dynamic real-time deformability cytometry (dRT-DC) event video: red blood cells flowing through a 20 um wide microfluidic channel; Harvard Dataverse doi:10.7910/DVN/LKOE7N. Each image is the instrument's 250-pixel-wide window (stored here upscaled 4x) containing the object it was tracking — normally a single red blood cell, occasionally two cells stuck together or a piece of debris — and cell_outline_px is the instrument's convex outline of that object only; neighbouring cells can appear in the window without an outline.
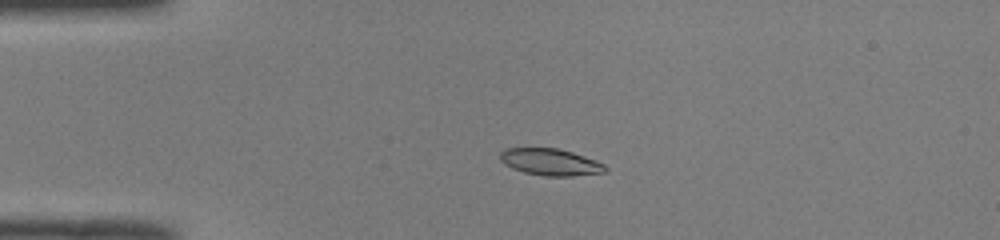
{"species": "common noctule bat (a hibernating species)", "species_latin": "Nyctalus noctula", "temperature_condition": "room temperature", "stored_images_in_passage": 50, "camera_frame_rate_fps": 3000, "um_per_image_px": 0.085, "animal": {"sex": "male", "body_mass_g": 19.0, "forearm_length_mm": 50.8}, "frame": {"image": 1, "passage_image": 11, "time_ms": 3.333, "image_size_px": [1000, 240], "cell_outline_px": [[608, 168], [604, 172], [572, 176], [544, 176], [524, 172], [512, 168], [504, 164], [500, 160], [500, 152], [504, 148], [556, 148], [572, 152], [596, 160], [604, 164]], "centroid_in_image_um": [46.77, 13.77], "position_along_channel_um": 38.2, "area_um2": 16.42}}
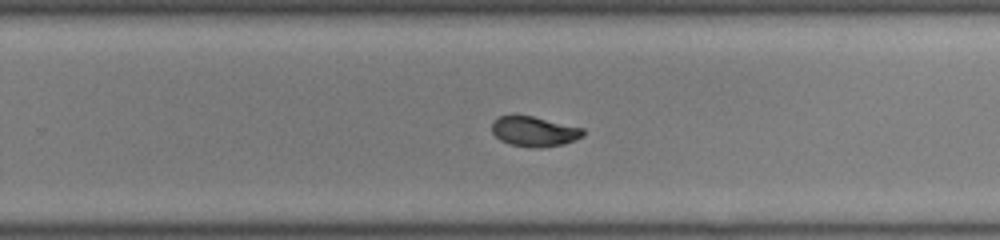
{"frame": {"image": 2, "passage_image": 32, "time_ms": 10.333, "image_size_px": [1000, 240], "cell_outline_px": [[584, 136], [564, 144], [540, 148], [532, 148], [512, 144], [500, 140], [492, 132], [492, 120], [500, 116], [532, 116], [584, 128]], "centroid_in_image_um": [45.42, 11.18], "position_along_channel_um": 284.4, "area_um2": 15.9}}
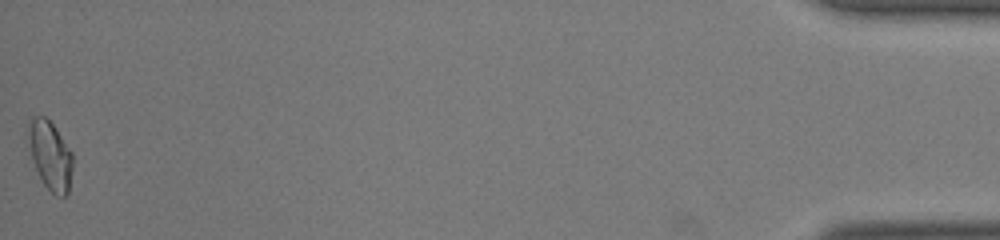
{"frame": {"image": 3, "passage_image": 50, "time_ms": 16.333, "image_size_px": [1000, 240], "cell_outline_px": [[72, 168], [68, 192], [64, 196], [56, 196], [44, 184], [36, 168], [24, 136], [28, 120], [32, 116], [44, 116], [56, 128], [72, 152]], "centroid_in_image_um": [4.21, 13.13], "position_along_channel_um": 431.0, "area_um2": 18.03}, "authors_computed_cell_mechanics": {"area_um2": 16.473, "velocity_mm_per_s": 4.0121, "shape_relaxation_time_tau1_ms": 10.4657, "shape_relaxation_time_tau2_ms": 1.1826, "deformation_change_tau1": 0.2724, "deformation_change_tau2": 0.037}}